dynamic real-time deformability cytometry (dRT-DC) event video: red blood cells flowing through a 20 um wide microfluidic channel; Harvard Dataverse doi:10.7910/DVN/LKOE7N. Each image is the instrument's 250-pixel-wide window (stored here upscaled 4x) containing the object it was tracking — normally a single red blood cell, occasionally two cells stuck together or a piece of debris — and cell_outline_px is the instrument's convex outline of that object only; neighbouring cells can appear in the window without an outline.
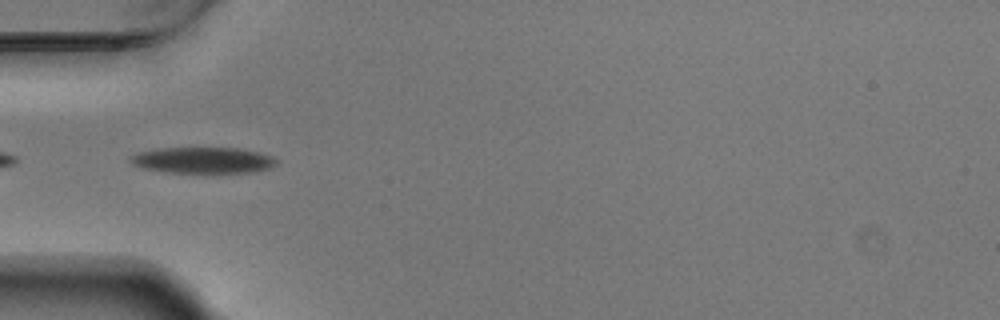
{"species": "Egyptian fruit bat (a non-hibernating species)", "species_latin": "Rousettus aegyptiacus", "temperature_condition": "warm", "stored_images_in_passage": 38, "camera_frame_rate_fps": 3000, "um_per_image_px": 0.085, "animal": {"sex": "male"}, "frame": {"image": 1, "passage_image": 1, "time_ms": 0.0, "image_size_px": [1000, 320], "cell_outline_px": [[276, 164], [268, 168], [248, 172], [164, 172], [140, 168], [132, 164], [128, 160], [128, 156], [136, 152], [160, 148], [236, 148], [256, 152], [272, 156], [276, 160]], "centroid_in_image_um": [17.12, 13.61], "position_along_channel_um": 67.9, "area_um2": 22.08}}
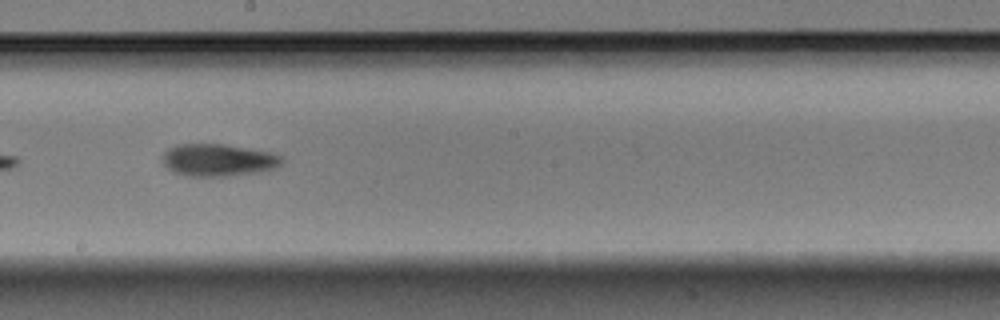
{"frame": {"image": 2, "passage_image": 14, "time_ms": 4.333, "image_size_px": [1000, 320], "cell_outline_px": [[284, 164], [276, 168], [260, 172], [228, 176], [184, 176], [172, 172], [164, 164], [164, 152], [168, 148], [176, 144], [224, 144], [272, 152], [284, 156]], "centroid_in_image_um": [18.61, 13.61], "position_along_channel_um": 229.6, "area_um2": 22.83}}
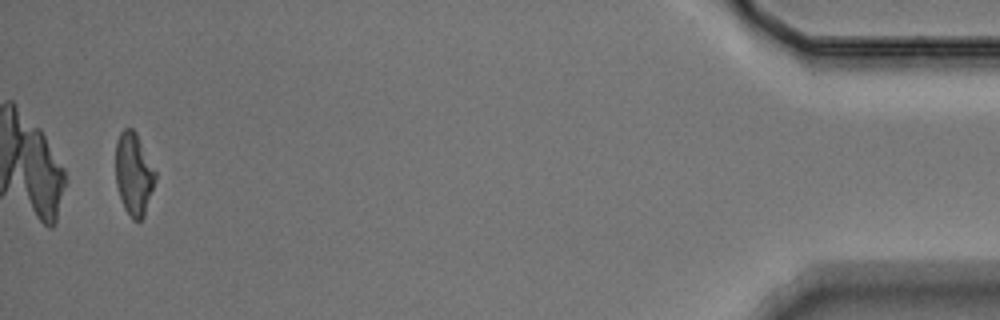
{"frame": {"image": 3, "passage_image": 36, "time_ms": 11.667, "image_size_px": [1000, 320], "cell_outline_px": [[156, 180], [144, 216], [140, 220], [132, 220], [124, 208], [116, 184], [116, 140], [120, 132], [124, 128], [132, 128], [136, 132], [156, 172]], "centroid_in_image_um": [11.37, 14.78], "position_along_channel_um": 423.8, "area_um2": 19.07}, "authors_computed_cell_mechanics": {"area_um2": 21.2704, "velocity_mm_per_s": 3.7307, "shape_relaxation_time_tau1_ms": 2.4928, "shape_relaxation_time_tau2_ms": null, "deformation_change_tau1": 0.1361, "deformation_change_tau2": null}}